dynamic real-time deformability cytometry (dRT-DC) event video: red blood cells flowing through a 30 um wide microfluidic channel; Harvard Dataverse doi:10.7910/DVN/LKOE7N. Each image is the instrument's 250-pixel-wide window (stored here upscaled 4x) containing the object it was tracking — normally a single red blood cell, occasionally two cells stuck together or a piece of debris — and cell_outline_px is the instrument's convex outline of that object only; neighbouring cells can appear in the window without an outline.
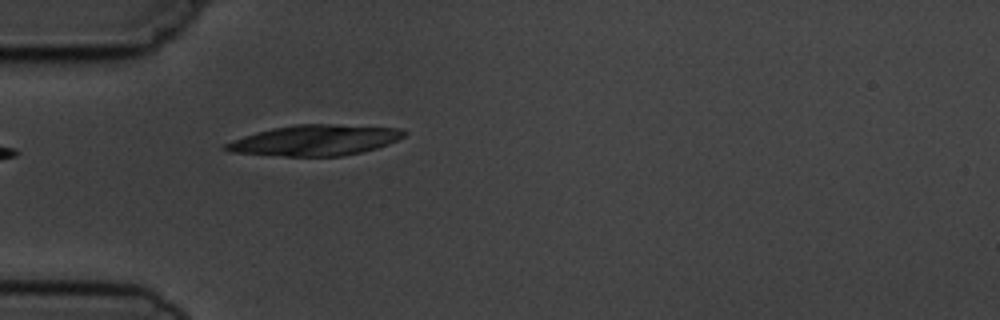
{"species": "common noctule bat (a hibernating species)", "species_latin": "Nyctalus noctula", "temperature_condition": "cold", "stored_images_in_passage": 1, "camera_frame_rate_fps": 3000, "um_per_image_px": 0.085, "animal": {"sex": "male", "body_mass_g": 19.5, "forearm_length_mm": 54.6}, "frame": {"image": 1, "passage_image": 1, "time_ms": 0.0, "image_size_px": [1000, 320], "cell_outline_px": [[408, 132], [404, 136], [388, 144], [376, 148], [360, 152], [340, 156], [284, 156], [228, 152], [220, 148], [224, 144], [232, 140], [256, 132], [272, 128], [296, 124], [336, 124], [400, 128]], "centroid_in_image_um": [26.74, 11.92], "position_along_channel_um": 58.3, "area_um2": 31.91}}